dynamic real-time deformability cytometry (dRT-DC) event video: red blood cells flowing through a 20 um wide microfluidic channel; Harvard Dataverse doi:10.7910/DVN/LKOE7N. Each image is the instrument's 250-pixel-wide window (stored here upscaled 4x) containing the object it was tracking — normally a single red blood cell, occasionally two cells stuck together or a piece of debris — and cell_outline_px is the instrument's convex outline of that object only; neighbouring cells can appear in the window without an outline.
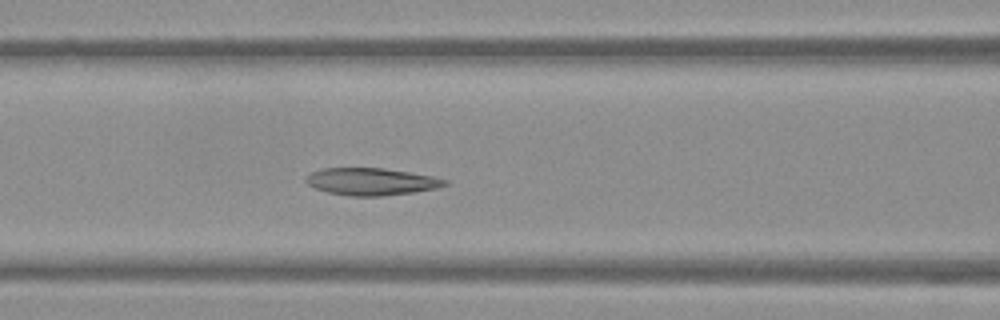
{"species": "Egyptian fruit bat (a non-hibernating species)", "species_latin": "Rousettus aegyptiacus", "temperature_condition": "warm", "stored_images_in_passage": 52, "camera_frame_rate_fps": 3000, "um_per_image_px": 0.085, "frame": {"image": 1, "passage_image": 20, "time_ms": 6.333, "image_size_px": [1000, 320], "cell_outline_px": [[448, 184], [436, 188], [412, 192], [384, 196], [348, 196], [328, 192], [316, 188], [308, 184], [304, 180], [312, 172], [320, 168], [384, 168], [432, 176], [448, 180]], "centroid_in_image_um": [31.55, 15.43], "position_along_channel_um": 135.0, "area_um2": 21.91}}
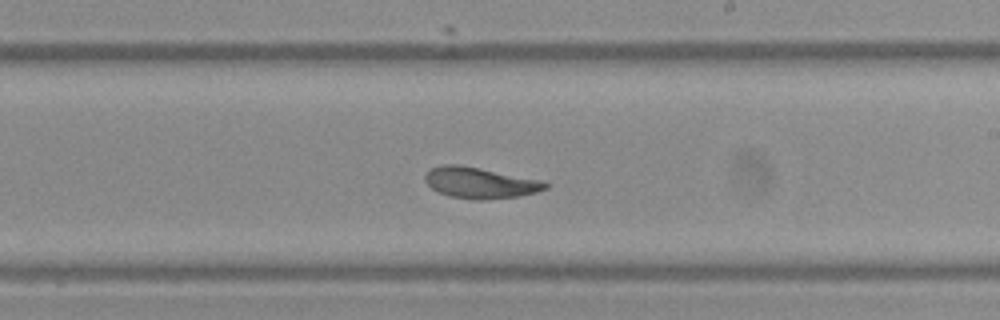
{"frame": {"image": 2, "passage_image": 29, "time_ms": 9.333, "image_size_px": [1000, 320], "cell_outline_px": [[548, 188], [536, 192], [520, 196], [484, 200], [476, 200], [448, 196], [432, 188], [424, 180], [424, 176], [432, 168], [444, 164], [460, 164], [544, 180], [548, 184]], "centroid_in_image_um": [40.84, 15.53], "position_along_channel_um": 248.2, "area_um2": 21.91}}
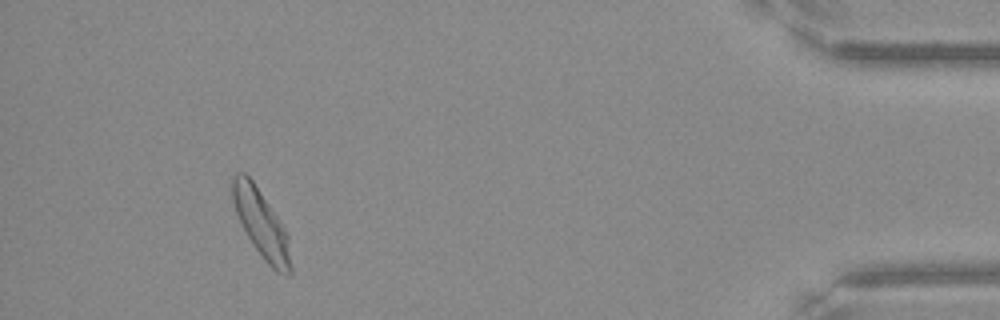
{"frame": {"image": 3, "passage_image": 47, "time_ms": 15.333, "image_size_px": [1000, 320], "cell_outline_px": [[292, 272], [288, 276], [276, 272], [264, 260], [248, 236], [236, 212], [232, 200], [232, 176], [236, 172], [244, 172], [252, 180], [272, 208], [284, 228], [288, 236], [292, 268]], "centroid_in_image_um": [22.22, 19.03], "position_along_channel_um": 413.0, "area_um2": 22.72}, "authors_computed_cell_mechanics": {"area_um2": 22.7732, "velocity_mm_per_s": 3.7818, "shape_relaxation_time_tau1_ms": null, "shape_relaxation_time_tau2_ms": 2.3212, "deformation_change_tau1": null, "deformation_change_tau2": 0.0759}}